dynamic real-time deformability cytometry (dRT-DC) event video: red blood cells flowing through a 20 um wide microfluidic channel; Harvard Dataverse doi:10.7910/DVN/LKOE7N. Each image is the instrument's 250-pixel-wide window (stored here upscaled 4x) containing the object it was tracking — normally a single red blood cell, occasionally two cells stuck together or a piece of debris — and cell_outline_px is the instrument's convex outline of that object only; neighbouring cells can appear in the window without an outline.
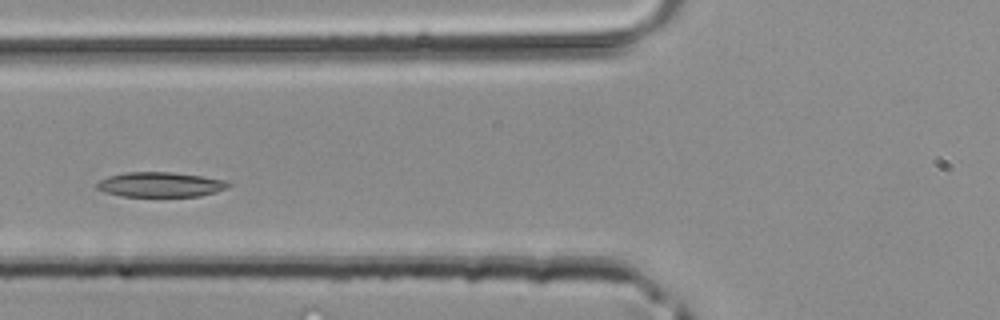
{"species": "common noctule bat (a hibernating species)", "species_latin": "Nyctalus noctula", "temperature_condition": "room temperature", "stored_images_in_passage": 28, "camera_frame_rate_fps": 3000, "um_per_image_px": 0.085, "animal": {"sex": "male", "body_mass_g": 20.4}, "frame": {"image": 1, "passage_image": 8, "time_ms": 2.333, "image_size_px": [1000, 320], "cell_outline_px": [[232, 184], [228, 188], [216, 192], [200, 196], [120, 196], [104, 192], [96, 188], [96, 184], [100, 180], [108, 176], [124, 172], [172, 172], [228, 180]], "centroid_in_image_um": [13.65, 15.68], "position_along_channel_um": 112.2, "area_um2": 19.19}}
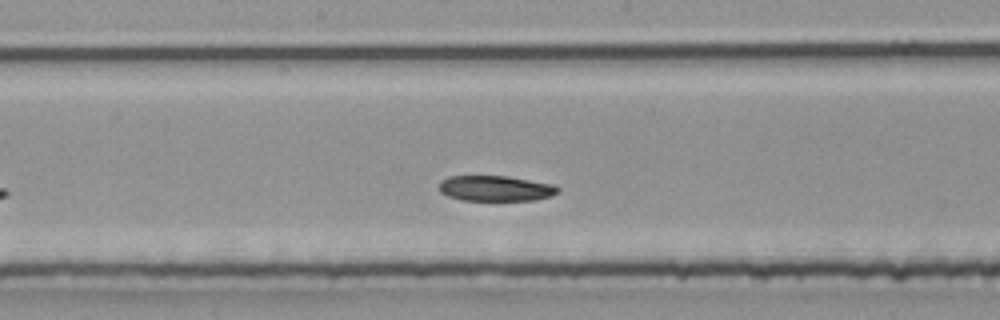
{"frame": {"image": 2, "passage_image": 14, "time_ms": 4.333, "image_size_px": [1000, 320], "cell_outline_px": [[560, 192], [552, 196], [536, 200], [460, 200], [448, 196], [440, 192], [436, 188], [440, 180], [448, 176], [508, 176], [552, 184], [560, 188]], "centroid_in_image_um": [42.09, 16.01], "position_along_channel_um": 206.1, "area_um2": 17.92}}
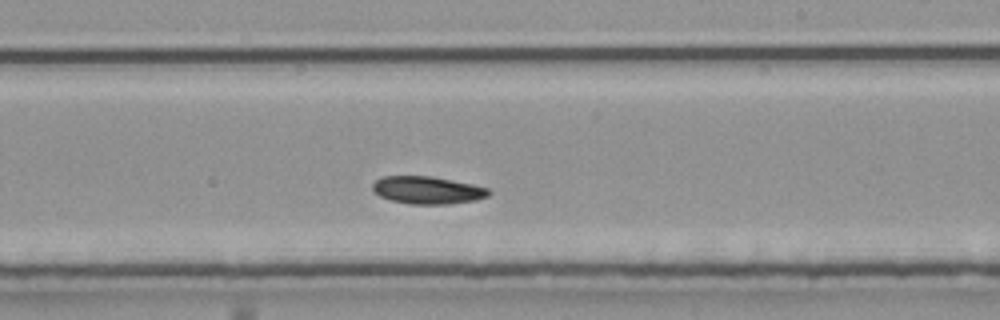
{"frame": {"image": 3, "passage_image": 17, "time_ms": 5.333, "image_size_px": [1000, 320], "cell_outline_px": [[492, 192], [488, 196], [476, 200], [448, 204], [408, 204], [388, 200], [372, 192], [372, 184], [380, 176], [432, 176], [472, 184], [488, 188]], "centroid_in_image_um": [36.3, 16.16], "position_along_channel_um": 252.7, "area_um2": 18.9}}